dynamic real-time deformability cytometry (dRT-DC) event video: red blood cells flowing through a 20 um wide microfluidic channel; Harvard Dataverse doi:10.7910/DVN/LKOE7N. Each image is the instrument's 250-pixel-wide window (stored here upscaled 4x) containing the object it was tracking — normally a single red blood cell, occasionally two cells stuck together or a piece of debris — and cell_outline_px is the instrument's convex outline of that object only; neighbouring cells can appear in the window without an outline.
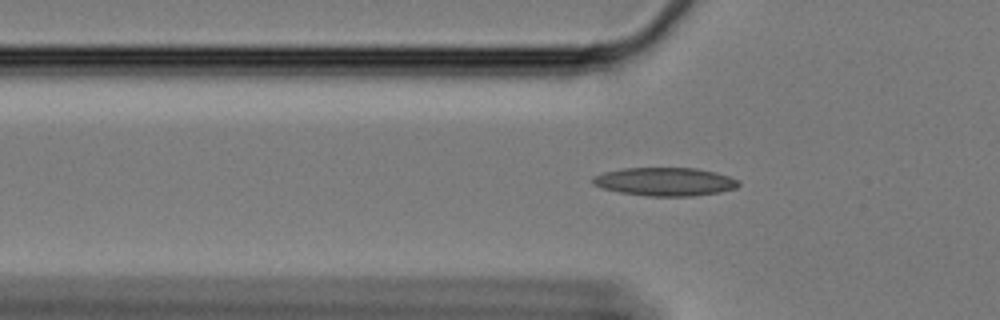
{"species": "Egyptian fruit bat (a non-hibernating species)", "species_latin": "Rousettus aegyptiacus", "temperature_condition": "cold", "stored_images_in_passage": 47, "camera_frame_rate_fps": 3000, "um_per_image_px": 0.085, "animal": {"sex": "female"}, "frame": {"image": 1, "passage_image": 13, "time_ms": 4.0, "image_size_px": [1000, 320], "cell_outline_px": [[740, 184], [736, 188], [720, 192], [692, 196], [648, 196], [620, 192], [604, 188], [592, 184], [592, 176], [604, 172], [620, 168], [696, 168], [716, 172], [728, 176], [736, 180]], "centroid_in_image_um": [56.5, 15.44], "position_along_channel_um": 69.3, "area_um2": 24.04}}
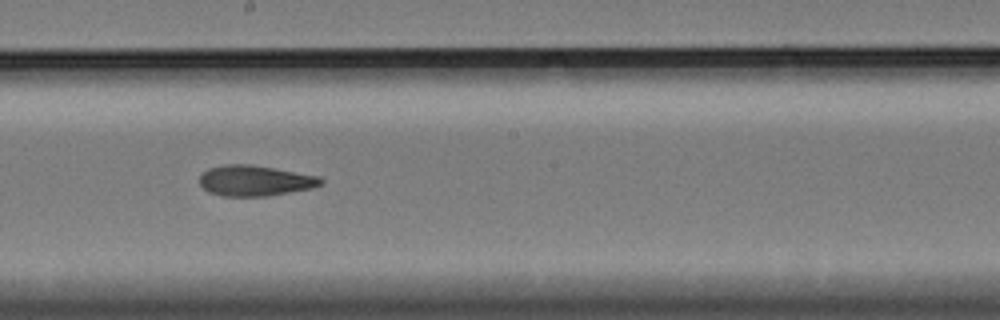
{"frame": {"image": 2, "passage_image": 27, "time_ms": 8.667, "image_size_px": [1000, 320], "cell_outline_px": [[324, 184], [312, 188], [268, 196], [224, 196], [208, 192], [200, 184], [200, 176], [208, 168], [228, 164], [252, 164], [320, 176], [324, 180]], "centroid_in_image_um": [21.71, 15.35], "position_along_channel_um": 226.5, "area_um2": 21.73}}
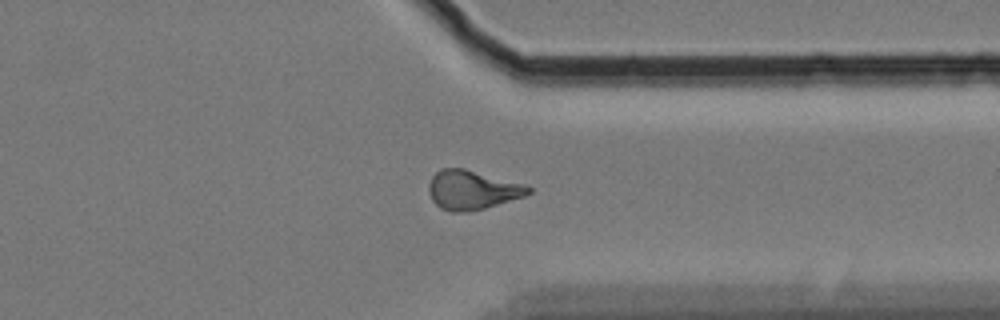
{"frame": {"image": 3, "passage_image": 40, "time_ms": 13.0, "image_size_px": [1000, 320], "cell_outline_px": [[532, 192], [524, 196], [484, 208], [468, 212], [452, 212], [440, 208], [432, 200], [428, 192], [428, 184], [432, 176], [440, 168], [464, 168], [520, 184], [532, 188]], "centroid_in_image_um": [40.07, 16.15], "position_along_channel_um": 371.3, "area_um2": 22.43}}